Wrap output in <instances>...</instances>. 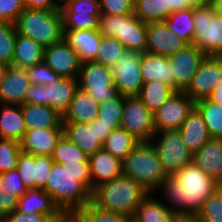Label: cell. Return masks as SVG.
I'll return each instance as SVG.
<instances>
[{"mask_svg": "<svg viewBox=\"0 0 222 222\" xmlns=\"http://www.w3.org/2000/svg\"><path fill=\"white\" fill-rule=\"evenodd\" d=\"M61 2L59 0H24L25 8L58 10Z\"/></svg>", "mask_w": 222, "mask_h": 222, "instance_id": "f5cc1de1", "label": "cell"}, {"mask_svg": "<svg viewBox=\"0 0 222 222\" xmlns=\"http://www.w3.org/2000/svg\"><path fill=\"white\" fill-rule=\"evenodd\" d=\"M122 166L123 175L134 179L148 193L159 189L168 177L150 142H138L122 161Z\"/></svg>", "mask_w": 222, "mask_h": 222, "instance_id": "277c9868", "label": "cell"}, {"mask_svg": "<svg viewBox=\"0 0 222 222\" xmlns=\"http://www.w3.org/2000/svg\"><path fill=\"white\" fill-rule=\"evenodd\" d=\"M63 135V128L27 129L19 142L20 149L34 156H52Z\"/></svg>", "mask_w": 222, "mask_h": 222, "instance_id": "d6986e66", "label": "cell"}, {"mask_svg": "<svg viewBox=\"0 0 222 222\" xmlns=\"http://www.w3.org/2000/svg\"><path fill=\"white\" fill-rule=\"evenodd\" d=\"M195 108L201 114L210 137L222 139V105L203 99L195 102Z\"/></svg>", "mask_w": 222, "mask_h": 222, "instance_id": "8d00e7d4", "label": "cell"}, {"mask_svg": "<svg viewBox=\"0 0 222 222\" xmlns=\"http://www.w3.org/2000/svg\"><path fill=\"white\" fill-rule=\"evenodd\" d=\"M14 24L17 34L31 38L43 47L63 40V19L60 9L25 8Z\"/></svg>", "mask_w": 222, "mask_h": 222, "instance_id": "5b68a950", "label": "cell"}, {"mask_svg": "<svg viewBox=\"0 0 222 222\" xmlns=\"http://www.w3.org/2000/svg\"><path fill=\"white\" fill-rule=\"evenodd\" d=\"M193 162L217 183L222 182V139L210 138L193 153Z\"/></svg>", "mask_w": 222, "mask_h": 222, "instance_id": "cb8c5ba5", "label": "cell"}, {"mask_svg": "<svg viewBox=\"0 0 222 222\" xmlns=\"http://www.w3.org/2000/svg\"><path fill=\"white\" fill-rule=\"evenodd\" d=\"M222 79V56H205L183 91L194 102L208 99Z\"/></svg>", "mask_w": 222, "mask_h": 222, "instance_id": "4fadbf2b", "label": "cell"}, {"mask_svg": "<svg viewBox=\"0 0 222 222\" xmlns=\"http://www.w3.org/2000/svg\"><path fill=\"white\" fill-rule=\"evenodd\" d=\"M43 62L60 77L78 78L81 63L64 39L44 47Z\"/></svg>", "mask_w": 222, "mask_h": 222, "instance_id": "2e32d148", "label": "cell"}, {"mask_svg": "<svg viewBox=\"0 0 222 222\" xmlns=\"http://www.w3.org/2000/svg\"><path fill=\"white\" fill-rule=\"evenodd\" d=\"M165 24L189 45L193 44L195 28L193 21V7L174 12L165 20Z\"/></svg>", "mask_w": 222, "mask_h": 222, "instance_id": "74e56055", "label": "cell"}, {"mask_svg": "<svg viewBox=\"0 0 222 222\" xmlns=\"http://www.w3.org/2000/svg\"><path fill=\"white\" fill-rule=\"evenodd\" d=\"M211 3L212 0H181V4H188L190 7H201Z\"/></svg>", "mask_w": 222, "mask_h": 222, "instance_id": "91938a15", "label": "cell"}, {"mask_svg": "<svg viewBox=\"0 0 222 222\" xmlns=\"http://www.w3.org/2000/svg\"><path fill=\"white\" fill-rule=\"evenodd\" d=\"M113 130L109 127V125H105L102 123L100 119H96V132L97 137H99V141L103 144L106 138L111 134Z\"/></svg>", "mask_w": 222, "mask_h": 222, "instance_id": "11a10c76", "label": "cell"}, {"mask_svg": "<svg viewBox=\"0 0 222 222\" xmlns=\"http://www.w3.org/2000/svg\"><path fill=\"white\" fill-rule=\"evenodd\" d=\"M188 45L164 21L146 23V52L169 57Z\"/></svg>", "mask_w": 222, "mask_h": 222, "instance_id": "9a60e30c", "label": "cell"}, {"mask_svg": "<svg viewBox=\"0 0 222 222\" xmlns=\"http://www.w3.org/2000/svg\"><path fill=\"white\" fill-rule=\"evenodd\" d=\"M125 50L126 48L117 38L102 36L94 62L111 68Z\"/></svg>", "mask_w": 222, "mask_h": 222, "instance_id": "60d3db41", "label": "cell"}, {"mask_svg": "<svg viewBox=\"0 0 222 222\" xmlns=\"http://www.w3.org/2000/svg\"><path fill=\"white\" fill-rule=\"evenodd\" d=\"M188 8H190V6L188 4H181V0H170V15Z\"/></svg>", "mask_w": 222, "mask_h": 222, "instance_id": "680465c9", "label": "cell"}, {"mask_svg": "<svg viewBox=\"0 0 222 222\" xmlns=\"http://www.w3.org/2000/svg\"><path fill=\"white\" fill-rule=\"evenodd\" d=\"M134 15L143 23L162 22L170 15V0H134Z\"/></svg>", "mask_w": 222, "mask_h": 222, "instance_id": "836d02e7", "label": "cell"}, {"mask_svg": "<svg viewBox=\"0 0 222 222\" xmlns=\"http://www.w3.org/2000/svg\"><path fill=\"white\" fill-rule=\"evenodd\" d=\"M195 36L193 45L206 56H222V17L212 4L193 7Z\"/></svg>", "mask_w": 222, "mask_h": 222, "instance_id": "52a82bcc", "label": "cell"}, {"mask_svg": "<svg viewBox=\"0 0 222 222\" xmlns=\"http://www.w3.org/2000/svg\"><path fill=\"white\" fill-rule=\"evenodd\" d=\"M124 99L125 96L118 93L115 97L100 103L97 118L105 125H109L112 130L121 127Z\"/></svg>", "mask_w": 222, "mask_h": 222, "instance_id": "ab89813d", "label": "cell"}, {"mask_svg": "<svg viewBox=\"0 0 222 222\" xmlns=\"http://www.w3.org/2000/svg\"><path fill=\"white\" fill-rule=\"evenodd\" d=\"M19 197L8 193L6 179L0 174V218L17 210Z\"/></svg>", "mask_w": 222, "mask_h": 222, "instance_id": "681fc988", "label": "cell"}, {"mask_svg": "<svg viewBox=\"0 0 222 222\" xmlns=\"http://www.w3.org/2000/svg\"><path fill=\"white\" fill-rule=\"evenodd\" d=\"M185 145L194 153L211 137L201 114L194 107L179 129Z\"/></svg>", "mask_w": 222, "mask_h": 222, "instance_id": "f546056e", "label": "cell"}, {"mask_svg": "<svg viewBox=\"0 0 222 222\" xmlns=\"http://www.w3.org/2000/svg\"><path fill=\"white\" fill-rule=\"evenodd\" d=\"M75 214L77 222H134L132 217L101 210L92 203L79 209Z\"/></svg>", "mask_w": 222, "mask_h": 222, "instance_id": "b9f144b4", "label": "cell"}, {"mask_svg": "<svg viewBox=\"0 0 222 222\" xmlns=\"http://www.w3.org/2000/svg\"><path fill=\"white\" fill-rule=\"evenodd\" d=\"M24 10V0H0V22L14 24Z\"/></svg>", "mask_w": 222, "mask_h": 222, "instance_id": "c3c4849f", "label": "cell"}, {"mask_svg": "<svg viewBox=\"0 0 222 222\" xmlns=\"http://www.w3.org/2000/svg\"><path fill=\"white\" fill-rule=\"evenodd\" d=\"M196 218L199 222H222V197L217 190L202 203Z\"/></svg>", "mask_w": 222, "mask_h": 222, "instance_id": "f6af8a7d", "label": "cell"}, {"mask_svg": "<svg viewBox=\"0 0 222 222\" xmlns=\"http://www.w3.org/2000/svg\"><path fill=\"white\" fill-rule=\"evenodd\" d=\"M217 191L220 193L221 197H222V182L218 183L217 185Z\"/></svg>", "mask_w": 222, "mask_h": 222, "instance_id": "e7e4bbea", "label": "cell"}, {"mask_svg": "<svg viewBox=\"0 0 222 222\" xmlns=\"http://www.w3.org/2000/svg\"><path fill=\"white\" fill-rule=\"evenodd\" d=\"M61 212L76 213L92 203L89 163H54L44 189Z\"/></svg>", "mask_w": 222, "mask_h": 222, "instance_id": "7a4b0ae2", "label": "cell"}, {"mask_svg": "<svg viewBox=\"0 0 222 222\" xmlns=\"http://www.w3.org/2000/svg\"><path fill=\"white\" fill-rule=\"evenodd\" d=\"M63 39L77 52L78 59L82 64L95 60L102 35L98 29L64 30Z\"/></svg>", "mask_w": 222, "mask_h": 222, "instance_id": "7402d4cb", "label": "cell"}, {"mask_svg": "<svg viewBox=\"0 0 222 222\" xmlns=\"http://www.w3.org/2000/svg\"><path fill=\"white\" fill-rule=\"evenodd\" d=\"M15 24L0 22V62L12 65L16 41Z\"/></svg>", "mask_w": 222, "mask_h": 222, "instance_id": "7bdbcfd3", "label": "cell"}, {"mask_svg": "<svg viewBox=\"0 0 222 222\" xmlns=\"http://www.w3.org/2000/svg\"><path fill=\"white\" fill-rule=\"evenodd\" d=\"M141 53L126 49L111 67L117 92L125 97L138 96L144 84L140 68Z\"/></svg>", "mask_w": 222, "mask_h": 222, "instance_id": "8fae6325", "label": "cell"}, {"mask_svg": "<svg viewBox=\"0 0 222 222\" xmlns=\"http://www.w3.org/2000/svg\"><path fill=\"white\" fill-rule=\"evenodd\" d=\"M64 135L88 156L103 149L96 132V119L91 123H63Z\"/></svg>", "mask_w": 222, "mask_h": 222, "instance_id": "484cf974", "label": "cell"}, {"mask_svg": "<svg viewBox=\"0 0 222 222\" xmlns=\"http://www.w3.org/2000/svg\"><path fill=\"white\" fill-rule=\"evenodd\" d=\"M140 68L144 83L157 80L168 84L175 90V77L168 57L143 52Z\"/></svg>", "mask_w": 222, "mask_h": 222, "instance_id": "d4e9b609", "label": "cell"}, {"mask_svg": "<svg viewBox=\"0 0 222 222\" xmlns=\"http://www.w3.org/2000/svg\"><path fill=\"white\" fill-rule=\"evenodd\" d=\"M1 175L6 179L8 193L10 192L12 195L22 197L27 192L28 189L20 177L17 169L3 172Z\"/></svg>", "mask_w": 222, "mask_h": 222, "instance_id": "f907efd6", "label": "cell"}, {"mask_svg": "<svg viewBox=\"0 0 222 222\" xmlns=\"http://www.w3.org/2000/svg\"><path fill=\"white\" fill-rule=\"evenodd\" d=\"M21 152L18 141L0 138V174L17 168Z\"/></svg>", "mask_w": 222, "mask_h": 222, "instance_id": "ee69618b", "label": "cell"}, {"mask_svg": "<svg viewBox=\"0 0 222 222\" xmlns=\"http://www.w3.org/2000/svg\"><path fill=\"white\" fill-rule=\"evenodd\" d=\"M25 103L43 105V85L31 84L26 91Z\"/></svg>", "mask_w": 222, "mask_h": 222, "instance_id": "db71d44e", "label": "cell"}, {"mask_svg": "<svg viewBox=\"0 0 222 222\" xmlns=\"http://www.w3.org/2000/svg\"><path fill=\"white\" fill-rule=\"evenodd\" d=\"M148 193L136 210L134 222H172L176 216L163 202Z\"/></svg>", "mask_w": 222, "mask_h": 222, "instance_id": "d6a6232c", "label": "cell"}, {"mask_svg": "<svg viewBox=\"0 0 222 222\" xmlns=\"http://www.w3.org/2000/svg\"><path fill=\"white\" fill-rule=\"evenodd\" d=\"M217 185L192 161L168 176L160 187L171 204L166 206L175 215L196 216L202 203L217 190Z\"/></svg>", "mask_w": 222, "mask_h": 222, "instance_id": "6da1fadb", "label": "cell"}, {"mask_svg": "<svg viewBox=\"0 0 222 222\" xmlns=\"http://www.w3.org/2000/svg\"><path fill=\"white\" fill-rule=\"evenodd\" d=\"M60 11L63 30L98 29L100 18L99 0H63Z\"/></svg>", "mask_w": 222, "mask_h": 222, "instance_id": "7c38bea8", "label": "cell"}, {"mask_svg": "<svg viewBox=\"0 0 222 222\" xmlns=\"http://www.w3.org/2000/svg\"><path fill=\"white\" fill-rule=\"evenodd\" d=\"M211 4L214 6L216 14L222 17V0H212Z\"/></svg>", "mask_w": 222, "mask_h": 222, "instance_id": "6125c7cd", "label": "cell"}, {"mask_svg": "<svg viewBox=\"0 0 222 222\" xmlns=\"http://www.w3.org/2000/svg\"><path fill=\"white\" fill-rule=\"evenodd\" d=\"M44 47L31 38L17 34L12 65L29 68L43 61Z\"/></svg>", "mask_w": 222, "mask_h": 222, "instance_id": "1f68e13d", "label": "cell"}, {"mask_svg": "<svg viewBox=\"0 0 222 222\" xmlns=\"http://www.w3.org/2000/svg\"><path fill=\"white\" fill-rule=\"evenodd\" d=\"M195 107V102L183 91H176L154 112L155 131L179 130L188 114Z\"/></svg>", "mask_w": 222, "mask_h": 222, "instance_id": "5bb4252c", "label": "cell"}, {"mask_svg": "<svg viewBox=\"0 0 222 222\" xmlns=\"http://www.w3.org/2000/svg\"><path fill=\"white\" fill-rule=\"evenodd\" d=\"M176 91L168 84L161 81L144 83L138 97L143 104L153 113L157 111Z\"/></svg>", "mask_w": 222, "mask_h": 222, "instance_id": "e575fe53", "label": "cell"}, {"mask_svg": "<svg viewBox=\"0 0 222 222\" xmlns=\"http://www.w3.org/2000/svg\"><path fill=\"white\" fill-rule=\"evenodd\" d=\"M17 211L26 214H45L49 218L56 217L61 212L51 196L38 188L28 189L22 197H19Z\"/></svg>", "mask_w": 222, "mask_h": 222, "instance_id": "f1b7e54d", "label": "cell"}, {"mask_svg": "<svg viewBox=\"0 0 222 222\" xmlns=\"http://www.w3.org/2000/svg\"><path fill=\"white\" fill-rule=\"evenodd\" d=\"M31 85L25 68L8 66L0 82V104H25V95Z\"/></svg>", "mask_w": 222, "mask_h": 222, "instance_id": "ffe728a7", "label": "cell"}, {"mask_svg": "<svg viewBox=\"0 0 222 222\" xmlns=\"http://www.w3.org/2000/svg\"><path fill=\"white\" fill-rule=\"evenodd\" d=\"M205 56L192 44L168 57L175 77V91H184L188 87Z\"/></svg>", "mask_w": 222, "mask_h": 222, "instance_id": "e0dca14e", "label": "cell"}, {"mask_svg": "<svg viewBox=\"0 0 222 222\" xmlns=\"http://www.w3.org/2000/svg\"><path fill=\"white\" fill-rule=\"evenodd\" d=\"M26 129L63 128L62 115L45 105H21Z\"/></svg>", "mask_w": 222, "mask_h": 222, "instance_id": "83f0119b", "label": "cell"}, {"mask_svg": "<svg viewBox=\"0 0 222 222\" xmlns=\"http://www.w3.org/2000/svg\"><path fill=\"white\" fill-rule=\"evenodd\" d=\"M140 142L122 127L114 129L103 143V149L123 161Z\"/></svg>", "mask_w": 222, "mask_h": 222, "instance_id": "d590c367", "label": "cell"}, {"mask_svg": "<svg viewBox=\"0 0 222 222\" xmlns=\"http://www.w3.org/2000/svg\"><path fill=\"white\" fill-rule=\"evenodd\" d=\"M98 31L102 36L117 38L128 50L146 52V23L134 14H100Z\"/></svg>", "mask_w": 222, "mask_h": 222, "instance_id": "8992f818", "label": "cell"}, {"mask_svg": "<svg viewBox=\"0 0 222 222\" xmlns=\"http://www.w3.org/2000/svg\"><path fill=\"white\" fill-rule=\"evenodd\" d=\"M100 104L91 95L78 89L67 111L62 116L63 123H91L97 119Z\"/></svg>", "mask_w": 222, "mask_h": 222, "instance_id": "4316f807", "label": "cell"}, {"mask_svg": "<svg viewBox=\"0 0 222 222\" xmlns=\"http://www.w3.org/2000/svg\"><path fill=\"white\" fill-rule=\"evenodd\" d=\"M121 127L140 142H150L156 133L154 113L143 104L138 96L125 97Z\"/></svg>", "mask_w": 222, "mask_h": 222, "instance_id": "30bf717a", "label": "cell"}, {"mask_svg": "<svg viewBox=\"0 0 222 222\" xmlns=\"http://www.w3.org/2000/svg\"><path fill=\"white\" fill-rule=\"evenodd\" d=\"M29 81L34 85L47 86L56 82L60 76L50 69L43 61L26 69Z\"/></svg>", "mask_w": 222, "mask_h": 222, "instance_id": "bcb514c9", "label": "cell"}, {"mask_svg": "<svg viewBox=\"0 0 222 222\" xmlns=\"http://www.w3.org/2000/svg\"><path fill=\"white\" fill-rule=\"evenodd\" d=\"M161 134V135H160ZM159 137L156 143L153 140ZM167 176H173L193 161V152L185 145L179 130L157 132L150 141Z\"/></svg>", "mask_w": 222, "mask_h": 222, "instance_id": "ba28073f", "label": "cell"}, {"mask_svg": "<svg viewBox=\"0 0 222 222\" xmlns=\"http://www.w3.org/2000/svg\"><path fill=\"white\" fill-rule=\"evenodd\" d=\"M47 222H77V217L73 212H60L56 217L49 218Z\"/></svg>", "mask_w": 222, "mask_h": 222, "instance_id": "9f6ffc18", "label": "cell"}, {"mask_svg": "<svg viewBox=\"0 0 222 222\" xmlns=\"http://www.w3.org/2000/svg\"><path fill=\"white\" fill-rule=\"evenodd\" d=\"M53 164L52 156H34L21 152L16 169L27 189L44 190Z\"/></svg>", "mask_w": 222, "mask_h": 222, "instance_id": "ac0fdd59", "label": "cell"}, {"mask_svg": "<svg viewBox=\"0 0 222 222\" xmlns=\"http://www.w3.org/2000/svg\"><path fill=\"white\" fill-rule=\"evenodd\" d=\"M77 79L79 89L89 93L99 104L118 94L111 68L94 61L80 65Z\"/></svg>", "mask_w": 222, "mask_h": 222, "instance_id": "9c48e42d", "label": "cell"}, {"mask_svg": "<svg viewBox=\"0 0 222 222\" xmlns=\"http://www.w3.org/2000/svg\"><path fill=\"white\" fill-rule=\"evenodd\" d=\"M88 162L93 188L123 175L122 161L104 149L89 156Z\"/></svg>", "mask_w": 222, "mask_h": 222, "instance_id": "603a6c76", "label": "cell"}, {"mask_svg": "<svg viewBox=\"0 0 222 222\" xmlns=\"http://www.w3.org/2000/svg\"><path fill=\"white\" fill-rule=\"evenodd\" d=\"M52 159L54 163H89V156L76 144L63 135L55 146Z\"/></svg>", "mask_w": 222, "mask_h": 222, "instance_id": "f35d334b", "label": "cell"}, {"mask_svg": "<svg viewBox=\"0 0 222 222\" xmlns=\"http://www.w3.org/2000/svg\"><path fill=\"white\" fill-rule=\"evenodd\" d=\"M172 222H199L196 216L176 215Z\"/></svg>", "mask_w": 222, "mask_h": 222, "instance_id": "94428289", "label": "cell"}, {"mask_svg": "<svg viewBox=\"0 0 222 222\" xmlns=\"http://www.w3.org/2000/svg\"><path fill=\"white\" fill-rule=\"evenodd\" d=\"M48 219L49 217L45 214H26L15 210L11 214L1 217L0 222H47Z\"/></svg>", "mask_w": 222, "mask_h": 222, "instance_id": "816d5d0a", "label": "cell"}, {"mask_svg": "<svg viewBox=\"0 0 222 222\" xmlns=\"http://www.w3.org/2000/svg\"><path fill=\"white\" fill-rule=\"evenodd\" d=\"M212 102H216L222 105V79L220 82L217 84L216 88L208 98Z\"/></svg>", "mask_w": 222, "mask_h": 222, "instance_id": "6f0895ef", "label": "cell"}, {"mask_svg": "<svg viewBox=\"0 0 222 222\" xmlns=\"http://www.w3.org/2000/svg\"><path fill=\"white\" fill-rule=\"evenodd\" d=\"M8 68V65L3 63V62H0V82L3 80L4 78V75L6 73V70Z\"/></svg>", "mask_w": 222, "mask_h": 222, "instance_id": "be15d7a7", "label": "cell"}, {"mask_svg": "<svg viewBox=\"0 0 222 222\" xmlns=\"http://www.w3.org/2000/svg\"><path fill=\"white\" fill-rule=\"evenodd\" d=\"M100 14H134V0H99Z\"/></svg>", "mask_w": 222, "mask_h": 222, "instance_id": "7dc6e473", "label": "cell"}, {"mask_svg": "<svg viewBox=\"0 0 222 222\" xmlns=\"http://www.w3.org/2000/svg\"><path fill=\"white\" fill-rule=\"evenodd\" d=\"M147 194L134 179L121 175L95 187L92 204L101 210L134 218L137 208Z\"/></svg>", "mask_w": 222, "mask_h": 222, "instance_id": "3957f363", "label": "cell"}, {"mask_svg": "<svg viewBox=\"0 0 222 222\" xmlns=\"http://www.w3.org/2000/svg\"><path fill=\"white\" fill-rule=\"evenodd\" d=\"M0 106H2V108L0 107L2 111L0 114V138L20 142L27 130L21 105L0 104Z\"/></svg>", "mask_w": 222, "mask_h": 222, "instance_id": "4dcf8cb0", "label": "cell"}, {"mask_svg": "<svg viewBox=\"0 0 222 222\" xmlns=\"http://www.w3.org/2000/svg\"><path fill=\"white\" fill-rule=\"evenodd\" d=\"M78 89L77 78L60 77L52 84L43 85V105L63 116Z\"/></svg>", "mask_w": 222, "mask_h": 222, "instance_id": "44dd1931", "label": "cell"}]
</instances>
